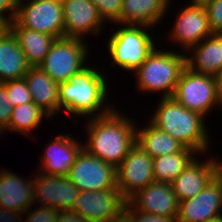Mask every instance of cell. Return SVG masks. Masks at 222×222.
<instances>
[{
	"label": "cell",
	"instance_id": "cell-8",
	"mask_svg": "<svg viewBox=\"0 0 222 222\" xmlns=\"http://www.w3.org/2000/svg\"><path fill=\"white\" fill-rule=\"evenodd\" d=\"M14 20L26 29L65 37L62 3L54 0H17Z\"/></svg>",
	"mask_w": 222,
	"mask_h": 222
},
{
	"label": "cell",
	"instance_id": "cell-31",
	"mask_svg": "<svg viewBox=\"0 0 222 222\" xmlns=\"http://www.w3.org/2000/svg\"><path fill=\"white\" fill-rule=\"evenodd\" d=\"M27 214V215H26ZM25 219L23 222H56L58 211L51 207L39 205L38 209H31L29 207L25 212Z\"/></svg>",
	"mask_w": 222,
	"mask_h": 222
},
{
	"label": "cell",
	"instance_id": "cell-12",
	"mask_svg": "<svg viewBox=\"0 0 222 222\" xmlns=\"http://www.w3.org/2000/svg\"><path fill=\"white\" fill-rule=\"evenodd\" d=\"M126 202L118 188L80 191L69 211L78 213L88 222H107Z\"/></svg>",
	"mask_w": 222,
	"mask_h": 222
},
{
	"label": "cell",
	"instance_id": "cell-41",
	"mask_svg": "<svg viewBox=\"0 0 222 222\" xmlns=\"http://www.w3.org/2000/svg\"><path fill=\"white\" fill-rule=\"evenodd\" d=\"M206 1H208V0H190L189 2H190V3L203 4V3H205Z\"/></svg>",
	"mask_w": 222,
	"mask_h": 222
},
{
	"label": "cell",
	"instance_id": "cell-24",
	"mask_svg": "<svg viewBox=\"0 0 222 222\" xmlns=\"http://www.w3.org/2000/svg\"><path fill=\"white\" fill-rule=\"evenodd\" d=\"M149 122V123H148ZM147 126H136V144L152 158L182 151L185 146L168 133L161 131L150 121Z\"/></svg>",
	"mask_w": 222,
	"mask_h": 222
},
{
	"label": "cell",
	"instance_id": "cell-19",
	"mask_svg": "<svg viewBox=\"0 0 222 222\" xmlns=\"http://www.w3.org/2000/svg\"><path fill=\"white\" fill-rule=\"evenodd\" d=\"M5 168H0V208L25 212L34 207V175L23 178Z\"/></svg>",
	"mask_w": 222,
	"mask_h": 222
},
{
	"label": "cell",
	"instance_id": "cell-40",
	"mask_svg": "<svg viewBox=\"0 0 222 222\" xmlns=\"http://www.w3.org/2000/svg\"><path fill=\"white\" fill-rule=\"evenodd\" d=\"M206 222H222V215L221 216H217L215 218L209 219Z\"/></svg>",
	"mask_w": 222,
	"mask_h": 222
},
{
	"label": "cell",
	"instance_id": "cell-28",
	"mask_svg": "<svg viewBox=\"0 0 222 222\" xmlns=\"http://www.w3.org/2000/svg\"><path fill=\"white\" fill-rule=\"evenodd\" d=\"M10 102L13 106L33 102L28 83L25 78L4 82Z\"/></svg>",
	"mask_w": 222,
	"mask_h": 222
},
{
	"label": "cell",
	"instance_id": "cell-1",
	"mask_svg": "<svg viewBox=\"0 0 222 222\" xmlns=\"http://www.w3.org/2000/svg\"><path fill=\"white\" fill-rule=\"evenodd\" d=\"M94 66L96 65L85 66L68 81L59 84L60 113L66 111L70 116H74L73 122L77 126V117L81 119L85 116L87 119L103 116L115 107L107 101L111 88L106 72L102 73L103 69Z\"/></svg>",
	"mask_w": 222,
	"mask_h": 222
},
{
	"label": "cell",
	"instance_id": "cell-22",
	"mask_svg": "<svg viewBox=\"0 0 222 222\" xmlns=\"http://www.w3.org/2000/svg\"><path fill=\"white\" fill-rule=\"evenodd\" d=\"M24 78L28 83L33 102L53 120L60 112L59 84L38 66H31Z\"/></svg>",
	"mask_w": 222,
	"mask_h": 222
},
{
	"label": "cell",
	"instance_id": "cell-26",
	"mask_svg": "<svg viewBox=\"0 0 222 222\" xmlns=\"http://www.w3.org/2000/svg\"><path fill=\"white\" fill-rule=\"evenodd\" d=\"M43 119L52 118L34 102L20 104L13 107L8 126L5 129L6 132H16L36 140L37 137L33 131L39 129Z\"/></svg>",
	"mask_w": 222,
	"mask_h": 222
},
{
	"label": "cell",
	"instance_id": "cell-7",
	"mask_svg": "<svg viewBox=\"0 0 222 222\" xmlns=\"http://www.w3.org/2000/svg\"><path fill=\"white\" fill-rule=\"evenodd\" d=\"M172 97L183 107L205 118L212 109L219 107L214 76L196 73L188 67L182 70Z\"/></svg>",
	"mask_w": 222,
	"mask_h": 222
},
{
	"label": "cell",
	"instance_id": "cell-14",
	"mask_svg": "<svg viewBox=\"0 0 222 222\" xmlns=\"http://www.w3.org/2000/svg\"><path fill=\"white\" fill-rule=\"evenodd\" d=\"M62 9L66 38L87 40L85 38L89 34L90 36L103 34L101 31L105 29L106 24L91 0H65Z\"/></svg>",
	"mask_w": 222,
	"mask_h": 222
},
{
	"label": "cell",
	"instance_id": "cell-6",
	"mask_svg": "<svg viewBox=\"0 0 222 222\" xmlns=\"http://www.w3.org/2000/svg\"><path fill=\"white\" fill-rule=\"evenodd\" d=\"M87 43V40L80 38L56 39L38 67L56 83H64L88 65L86 60L91 47Z\"/></svg>",
	"mask_w": 222,
	"mask_h": 222
},
{
	"label": "cell",
	"instance_id": "cell-30",
	"mask_svg": "<svg viewBox=\"0 0 222 222\" xmlns=\"http://www.w3.org/2000/svg\"><path fill=\"white\" fill-rule=\"evenodd\" d=\"M212 33L222 34V0H208L203 3Z\"/></svg>",
	"mask_w": 222,
	"mask_h": 222
},
{
	"label": "cell",
	"instance_id": "cell-10",
	"mask_svg": "<svg viewBox=\"0 0 222 222\" xmlns=\"http://www.w3.org/2000/svg\"><path fill=\"white\" fill-rule=\"evenodd\" d=\"M176 12L174 26L168 32L167 39L172 45L181 49L185 54L203 39L210 36L212 31L209 27L208 17L203 4L190 3L181 6Z\"/></svg>",
	"mask_w": 222,
	"mask_h": 222
},
{
	"label": "cell",
	"instance_id": "cell-25",
	"mask_svg": "<svg viewBox=\"0 0 222 222\" xmlns=\"http://www.w3.org/2000/svg\"><path fill=\"white\" fill-rule=\"evenodd\" d=\"M9 29L18 39L28 63L38 66L45 58L56 38L52 35L26 29L15 20L9 22Z\"/></svg>",
	"mask_w": 222,
	"mask_h": 222
},
{
	"label": "cell",
	"instance_id": "cell-29",
	"mask_svg": "<svg viewBox=\"0 0 222 222\" xmlns=\"http://www.w3.org/2000/svg\"><path fill=\"white\" fill-rule=\"evenodd\" d=\"M97 8L100 18L107 25L120 22V13L123 0H91Z\"/></svg>",
	"mask_w": 222,
	"mask_h": 222
},
{
	"label": "cell",
	"instance_id": "cell-3",
	"mask_svg": "<svg viewBox=\"0 0 222 222\" xmlns=\"http://www.w3.org/2000/svg\"><path fill=\"white\" fill-rule=\"evenodd\" d=\"M153 112L150 122L154 126L185 147L195 150L199 155L201 153L202 158L208 155L212 143L205 117L183 107L173 97L160 98Z\"/></svg>",
	"mask_w": 222,
	"mask_h": 222
},
{
	"label": "cell",
	"instance_id": "cell-20",
	"mask_svg": "<svg viewBox=\"0 0 222 222\" xmlns=\"http://www.w3.org/2000/svg\"><path fill=\"white\" fill-rule=\"evenodd\" d=\"M173 0H123L120 24L143 25L156 28L162 25L161 21L166 18L173 6Z\"/></svg>",
	"mask_w": 222,
	"mask_h": 222
},
{
	"label": "cell",
	"instance_id": "cell-36",
	"mask_svg": "<svg viewBox=\"0 0 222 222\" xmlns=\"http://www.w3.org/2000/svg\"><path fill=\"white\" fill-rule=\"evenodd\" d=\"M56 222H88L76 212L59 211Z\"/></svg>",
	"mask_w": 222,
	"mask_h": 222
},
{
	"label": "cell",
	"instance_id": "cell-16",
	"mask_svg": "<svg viewBox=\"0 0 222 222\" xmlns=\"http://www.w3.org/2000/svg\"><path fill=\"white\" fill-rule=\"evenodd\" d=\"M73 137L70 133H63L49 140L45 152L41 153L42 160L37 171L45 175L67 176L84 142Z\"/></svg>",
	"mask_w": 222,
	"mask_h": 222
},
{
	"label": "cell",
	"instance_id": "cell-9",
	"mask_svg": "<svg viewBox=\"0 0 222 222\" xmlns=\"http://www.w3.org/2000/svg\"><path fill=\"white\" fill-rule=\"evenodd\" d=\"M67 177L80 191L118 188L116 167L84 148L78 153Z\"/></svg>",
	"mask_w": 222,
	"mask_h": 222
},
{
	"label": "cell",
	"instance_id": "cell-35",
	"mask_svg": "<svg viewBox=\"0 0 222 222\" xmlns=\"http://www.w3.org/2000/svg\"><path fill=\"white\" fill-rule=\"evenodd\" d=\"M24 212L0 208V222H23Z\"/></svg>",
	"mask_w": 222,
	"mask_h": 222
},
{
	"label": "cell",
	"instance_id": "cell-38",
	"mask_svg": "<svg viewBox=\"0 0 222 222\" xmlns=\"http://www.w3.org/2000/svg\"><path fill=\"white\" fill-rule=\"evenodd\" d=\"M214 78L216 81V93H217V99L219 102V109H220L222 108V71L219 72L216 76H214Z\"/></svg>",
	"mask_w": 222,
	"mask_h": 222
},
{
	"label": "cell",
	"instance_id": "cell-5",
	"mask_svg": "<svg viewBox=\"0 0 222 222\" xmlns=\"http://www.w3.org/2000/svg\"><path fill=\"white\" fill-rule=\"evenodd\" d=\"M153 29L126 24H120L115 31L113 29L106 42L111 58L110 68L117 66L131 74L138 69L159 45L154 39Z\"/></svg>",
	"mask_w": 222,
	"mask_h": 222
},
{
	"label": "cell",
	"instance_id": "cell-39",
	"mask_svg": "<svg viewBox=\"0 0 222 222\" xmlns=\"http://www.w3.org/2000/svg\"><path fill=\"white\" fill-rule=\"evenodd\" d=\"M9 29V21L0 14V35L4 34Z\"/></svg>",
	"mask_w": 222,
	"mask_h": 222
},
{
	"label": "cell",
	"instance_id": "cell-43",
	"mask_svg": "<svg viewBox=\"0 0 222 222\" xmlns=\"http://www.w3.org/2000/svg\"><path fill=\"white\" fill-rule=\"evenodd\" d=\"M56 2H59V3H63L65 0H54Z\"/></svg>",
	"mask_w": 222,
	"mask_h": 222
},
{
	"label": "cell",
	"instance_id": "cell-21",
	"mask_svg": "<svg viewBox=\"0 0 222 222\" xmlns=\"http://www.w3.org/2000/svg\"><path fill=\"white\" fill-rule=\"evenodd\" d=\"M185 55L186 67L191 71L216 76L222 71V34L212 33Z\"/></svg>",
	"mask_w": 222,
	"mask_h": 222
},
{
	"label": "cell",
	"instance_id": "cell-42",
	"mask_svg": "<svg viewBox=\"0 0 222 222\" xmlns=\"http://www.w3.org/2000/svg\"><path fill=\"white\" fill-rule=\"evenodd\" d=\"M4 132H6V129L0 125V135L4 134Z\"/></svg>",
	"mask_w": 222,
	"mask_h": 222
},
{
	"label": "cell",
	"instance_id": "cell-4",
	"mask_svg": "<svg viewBox=\"0 0 222 222\" xmlns=\"http://www.w3.org/2000/svg\"><path fill=\"white\" fill-rule=\"evenodd\" d=\"M161 49L157 46L133 75L136 87L143 95L161 92L160 98H168L174 95L181 72L186 67V55L178 49Z\"/></svg>",
	"mask_w": 222,
	"mask_h": 222
},
{
	"label": "cell",
	"instance_id": "cell-27",
	"mask_svg": "<svg viewBox=\"0 0 222 222\" xmlns=\"http://www.w3.org/2000/svg\"><path fill=\"white\" fill-rule=\"evenodd\" d=\"M197 155L195 150L185 147L178 153L153 158L154 180L172 183Z\"/></svg>",
	"mask_w": 222,
	"mask_h": 222
},
{
	"label": "cell",
	"instance_id": "cell-23",
	"mask_svg": "<svg viewBox=\"0 0 222 222\" xmlns=\"http://www.w3.org/2000/svg\"><path fill=\"white\" fill-rule=\"evenodd\" d=\"M30 67L18 39L8 29L0 35V83L24 78Z\"/></svg>",
	"mask_w": 222,
	"mask_h": 222
},
{
	"label": "cell",
	"instance_id": "cell-17",
	"mask_svg": "<svg viewBox=\"0 0 222 222\" xmlns=\"http://www.w3.org/2000/svg\"><path fill=\"white\" fill-rule=\"evenodd\" d=\"M197 155L185 170L171 183L173 192L178 202L195 197L209 181L220 171L221 159L209 155V158L201 160Z\"/></svg>",
	"mask_w": 222,
	"mask_h": 222
},
{
	"label": "cell",
	"instance_id": "cell-13",
	"mask_svg": "<svg viewBox=\"0 0 222 222\" xmlns=\"http://www.w3.org/2000/svg\"><path fill=\"white\" fill-rule=\"evenodd\" d=\"M222 172L195 197L179 202L176 222H206L222 214Z\"/></svg>",
	"mask_w": 222,
	"mask_h": 222
},
{
	"label": "cell",
	"instance_id": "cell-2",
	"mask_svg": "<svg viewBox=\"0 0 222 222\" xmlns=\"http://www.w3.org/2000/svg\"><path fill=\"white\" fill-rule=\"evenodd\" d=\"M114 107L106 115L85 119L83 148L117 167L136 144V122Z\"/></svg>",
	"mask_w": 222,
	"mask_h": 222
},
{
	"label": "cell",
	"instance_id": "cell-32",
	"mask_svg": "<svg viewBox=\"0 0 222 222\" xmlns=\"http://www.w3.org/2000/svg\"><path fill=\"white\" fill-rule=\"evenodd\" d=\"M13 107L5 84L0 83V125L4 128L8 126Z\"/></svg>",
	"mask_w": 222,
	"mask_h": 222
},
{
	"label": "cell",
	"instance_id": "cell-37",
	"mask_svg": "<svg viewBox=\"0 0 222 222\" xmlns=\"http://www.w3.org/2000/svg\"><path fill=\"white\" fill-rule=\"evenodd\" d=\"M107 222H132L131 205L126 202L125 207Z\"/></svg>",
	"mask_w": 222,
	"mask_h": 222
},
{
	"label": "cell",
	"instance_id": "cell-34",
	"mask_svg": "<svg viewBox=\"0 0 222 222\" xmlns=\"http://www.w3.org/2000/svg\"><path fill=\"white\" fill-rule=\"evenodd\" d=\"M17 0H0V14L9 22L15 19Z\"/></svg>",
	"mask_w": 222,
	"mask_h": 222
},
{
	"label": "cell",
	"instance_id": "cell-15",
	"mask_svg": "<svg viewBox=\"0 0 222 222\" xmlns=\"http://www.w3.org/2000/svg\"><path fill=\"white\" fill-rule=\"evenodd\" d=\"M34 196L36 207L40 204L59 211H69L80 190L67 176L34 174ZM38 202V203H37Z\"/></svg>",
	"mask_w": 222,
	"mask_h": 222
},
{
	"label": "cell",
	"instance_id": "cell-11",
	"mask_svg": "<svg viewBox=\"0 0 222 222\" xmlns=\"http://www.w3.org/2000/svg\"><path fill=\"white\" fill-rule=\"evenodd\" d=\"M117 187L128 200L138 190L154 182L153 158L135 144L116 167Z\"/></svg>",
	"mask_w": 222,
	"mask_h": 222
},
{
	"label": "cell",
	"instance_id": "cell-18",
	"mask_svg": "<svg viewBox=\"0 0 222 222\" xmlns=\"http://www.w3.org/2000/svg\"><path fill=\"white\" fill-rule=\"evenodd\" d=\"M127 202L143 213L163 215L177 219L179 202L171 183L154 181L138 190Z\"/></svg>",
	"mask_w": 222,
	"mask_h": 222
},
{
	"label": "cell",
	"instance_id": "cell-33",
	"mask_svg": "<svg viewBox=\"0 0 222 222\" xmlns=\"http://www.w3.org/2000/svg\"><path fill=\"white\" fill-rule=\"evenodd\" d=\"M132 222H176L175 219L163 215H155L152 213H143L131 206Z\"/></svg>",
	"mask_w": 222,
	"mask_h": 222
}]
</instances>
